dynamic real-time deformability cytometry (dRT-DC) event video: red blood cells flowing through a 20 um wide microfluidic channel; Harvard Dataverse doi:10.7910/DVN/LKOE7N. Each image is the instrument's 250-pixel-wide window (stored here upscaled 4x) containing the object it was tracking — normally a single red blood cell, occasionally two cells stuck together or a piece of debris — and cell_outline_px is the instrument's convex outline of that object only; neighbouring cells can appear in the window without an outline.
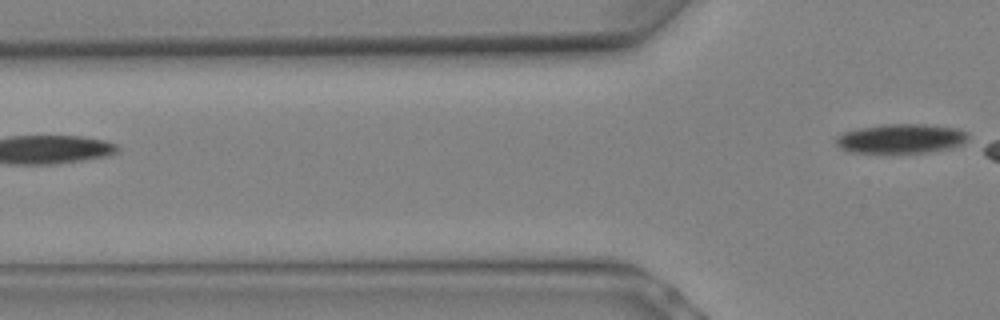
{"species": "Egyptian fruit bat (a non-hibernating species)", "species_latin": "Rousettus aegyptiacus", "temperature_condition": "warm", "stored_images_in_passage": 4, "segment_of_instrument_passage": [2, 2], "camera_frame_rate_fps": 3000, "um_per_image_px": 0.085, "animal": {"sex": "female"}, "frame": {"image": 1, "passage_image": 4, "time_ms": 1.0, "image_size_px": [1000, 320], "cell_outline_px": [[968, 140], [964, 144], [952, 148], [928, 152], [848, 152], [840, 148], [836, 144], [836, 136], [844, 132], [860, 128], [884, 124], [924, 124], [960, 128], [968, 132]], "centroid_in_image_um": [76.64, 11.77], "position_along_channel_um": 49.2, "area_um2": 22.77}}